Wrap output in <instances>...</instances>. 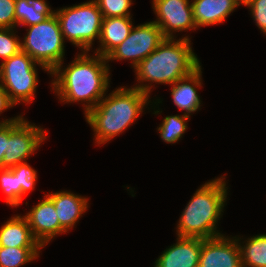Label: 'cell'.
Instances as JSON below:
<instances>
[{
  "label": "cell",
  "mask_w": 266,
  "mask_h": 267,
  "mask_svg": "<svg viewBox=\"0 0 266 267\" xmlns=\"http://www.w3.org/2000/svg\"><path fill=\"white\" fill-rule=\"evenodd\" d=\"M88 52L78 54L69 66L60 63L52 72L56 78L52 87L62 102L84 101L85 113L93 109L106 95L109 87V65L106 57ZM63 71H62V70ZM105 94V95H104Z\"/></svg>",
  "instance_id": "obj_1"
},
{
  "label": "cell",
  "mask_w": 266,
  "mask_h": 267,
  "mask_svg": "<svg viewBox=\"0 0 266 267\" xmlns=\"http://www.w3.org/2000/svg\"><path fill=\"white\" fill-rule=\"evenodd\" d=\"M131 88H118L85 114L86 121L95 132L98 144L107 143L128 128L149 104L151 85L138 84ZM148 102V103H147Z\"/></svg>",
  "instance_id": "obj_2"
},
{
  "label": "cell",
  "mask_w": 266,
  "mask_h": 267,
  "mask_svg": "<svg viewBox=\"0 0 266 267\" xmlns=\"http://www.w3.org/2000/svg\"><path fill=\"white\" fill-rule=\"evenodd\" d=\"M225 177L203 184L185 207L177 225V236L207 239L222 235L216 223L227 197Z\"/></svg>",
  "instance_id": "obj_3"
},
{
  "label": "cell",
  "mask_w": 266,
  "mask_h": 267,
  "mask_svg": "<svg viewBox=\"0 0 266 267\" xmlns=\"http://www.w3.org/2000/svg\"><path fill=\"white\" fill-rule=\"evenodd\" d=\"M187 37L175 41L166 38L156 50L143 59L135 68L137 80L161 84H174L200 66Z\"/></svg>",
  "instance_id": "obj_4"
},
{
  "label": "cell",
  "mask_w": 266,
  "mask_h": 267,
  "mask_svg": "<svg viewBox=\"0 0 266 267\" xmlns=\"http://www.w3.org/2000/svg\"><path fill=\"white\" fill-rule=\"evenodd\" d=\"M55 15L63 39L67 38L83 52L90 51L95 38L99 40L103 15L95 0L59 9Z\"/></svg>",
  "instance_id": "obj_5"
},
{
  "label": "cell",
  "mask_w": 266,
  "mask_h": 267,
  "mask_svg": "<svg viewBox=\"0 0 266 267\" xmlns=\"http://www.w3.org/2000/svg\"><path fill=\"white\" fill-rule=\"evenodd\" d=\"M27 31L23 42H20L21 50L52 72L65 55V41L57 16L53 14L45 21L29 26Z\"/></svg>",
  "instance_id": "obj_6"
},
{
  "label": "cell",
  "mask_w": 266,
  "mask_h": 267,
  "mask_svg": "<svg viewBox=\"0 0 266 267\" xmlns=\"http://www.w3.org/2000/svg\"><path fill=\"white\" fill-rule=\"evenodd\" d=\"M36 64L51 74L45 66L37 63L22 50L1 63L0 84L14 104L21 101L30 103L35 98L38 85Z\"/></svg>",
  "instance_id": "obj_7"
},
{
  "label": "cell",
  "mask_w": 266,
  "mask_h": 267,
  "mask_svg": "<svg viewBox=\"0 0 266 267\" xmlns=\"http://www.w3.org/2000/svg\"><path fill=\"white\" fill-rule=\"evenodd\" d=\"M41 127L30 124L21 116L16 121L7 123V146L2 160V168H11L26 162L46 139Z\"/></svg>",
  "instance_id": "obj_8"
},
{
  "label": "cell",
  "mask_w": 266,
  "mask_h": 267,
  "mask_svg": "<svg viewBox=\"0 0 266 267\" xmlns=\"http://www.w3.org/2000/svg\"><path fill=\"white\" fill-rule=\"evenodd\" d=\"M165 39L162 30L154 21L133 27L128 37L106 56V60L130 59L135 68Z\"/></svg>",
  "instance_id": "obj_9"
},
{
  "label": "cell",
  "mask_w": 266,
  "mask_h": 267,
  "mask_svg": "<svg viewBox=\"0 0 266 267\" xmlns=\"http://www.w3.org/2000/svg\"><path fill=\"white\" fill-rule=\"evenodd\" d=\"M189 0H153V11L157 14L154 21L166 38H174L173 31L196 29L192 5Z\"/></svg>",
  "instance_id": "obj_10"
},
{
  "label": "cell",
  "mask_w": 266,
  "mask_h": 267,
  "mask_svg": "<svg viewBox=\"0 0 266 267\" xmlns=\"http://www.w3.org/2000/svg\"><path fill=\"white\" fill-rule=\"evenodd\" d=\"M224 235L202 239L199 267H242L239 238Z\"/></svg>",
  "instance_id": "obj_11"
},
{
  "label": "cell",
  "mask_w": 266,
  "mask_h": 267,
  "mask_svg": "<svg viewBox=\"0 0 266 267\" xmlns=\"http://www.w3.org/2000/svg\"><path fill=\"white\" fill-rule=\"evenodd\" d=\"M24 217L34 238L44 247L57 234L67 231L60 225L53 202L45 195Z\"/></svg>",
  "instance_id": "obj_12"
},
{
  "label": "cell",
  "mask_w": 266,
  "mask_h": 267,
  "mask_svg": "<svg viewBox=\"0 0 266 267\" xmlns=\"http://www.w3.org/2000/svg\"><path fill=\"white\" fill-rule=\"evenodd\" d=\"M202 239L179 237L155 261L154 267H199Z\"/></svg>",
  "instance_id": "obj_13"
},
{
  "label": "cell",
  "mask_w": 266,
  "mask_h": 267,
  "mask_svg": "<svg viewBox=\"0 0 266 267\" xmlns=\"http://www.w3.org/2000/svg\"><path fill=\"white\" fill-rule=\"evenodd\" d=\"M54 204L60 225L70 230L88 208V198L75 195L70 191L49 193L46 195Z\"/></svg>",
  "instance_id": "obj_14"
},
{
  "label": "cell",
  "mask_w": 266,
  "mask_h": 267,
  "mask_svg": "<svg viewBox=\"0 0 266 267\" xmlns=\"http://www.w3.org/2000/svg\"><path fill=\"white\" fill-rule=\"evenodd\" d=\"M201 66L186 77L177 80L171 88V95L174 104L181 110H185L184 115L190 116V113L200 108L201 100L196 87H201Z\"/></svg>",
  "instance_id": "obj_15"
},
{
  "label": "cell",
  "mask_w": 266,
  "mask_h": 267,
  "mask_svg": "<svg viewBox=\"0 0 266 267\" xmlns=\"http://www.w3.org/2000/svg\"><path fill=\"white\" fill-rule=\"evenodd\" d=\"M191 5L197 28L222 23L239 6L235 0H193Z\"/></svg>",
  "instance_id": "obj_16"
},
{
  "label": "cell",
  "mask_w": 266,
  "mask_h": 267,
  "mask_svg": "<svg viewBox=\"0 0 266 267\" xmlns=\"http://www.w3.org/2000/svg\"><path fill=\"white\" fill-rule=\"evenodd\" d=\"M0 247L42 248L34 238L26 218L14 216L0 228Z\"/></svg>",
  "instance_id": "obj_17"
},
{
  "label": "cell",
  "mask_w": 266,
  "mask_h": 267,
  "mask_svg": "<svg viewBox=\"0 0 266 267\" xmlns=\"http://www.w3.org/2000/svg\"><path fill=\"white\" fill-rule=\"evenodd\" d=\"M131 17L103 18L99 42L101 47L96 54L106 57L113 49L122 43L133 29Z\"/></svg>",
  "instance_id": "obj_18"
},
{
  "label": "cell",
  "mask_w": 266,
  "mask_h": 267,
  "mask_svg": "<svg viewBox=\"0 0 266 267\" xmlns=\"http://www.w3.org/2000/svg\"><path fill=\"white\" fill-rule=\"evenodd\" d=\"M53 14L45 0H15V27L41 23Z\"/></svg>",
  "instance_id": "obj_19"
},
{
  "label": "cell",
  "mask_w": 266,
  "mask_h": 267,
  "mask_svg": "<svg viewBox=\"0 0 266 267\" xmlns=\"http://www.w3.org/2000/svg\"><path fill=\"white\" fill-rule=\"evenodd\" d=\"M240 247L242 267H266V234L246 240Z\"/></svg>",
  "instance_id": "obj_20"
},
{
  "label": "cell",
  "mask_w": 266,
  "mask_h": 267,
  "mask_svg": "<svg viewBox=\"0 0 266 267\" xmlns=\"http://www.w3.org/2000/svg\"><path fill=\"white\" fill-rule=\"evenodd\" d=\"M41 248L0 247V267H20L39 257Z\"/></svg>",
  "instance_id": "obj_21"
},
{
  "label": "cell",
  "mask_w": 266,
  "mask_h": 267,
  "mask_svg": "<svg viewBox=\"0 0 266 267\" xmlns=\"http://www.w3.org/2000/svg\"><path fill=\"white\" fill-rule=\"evenodd\" d=\"M187 115L166 116L158 128L161 139L166 143H176L188 128Z\"/></svg>",
  "instance_id": "obj_22"
},
{
  "label": "cell",
  "mask_w": 266,
  "mask_h": 267,
  "mask_svg": "<svg viewBox=\"0 0 266 267\" xmlns=\"http://www.w3.org/2000/svg\"><path fill=\"white\" fill-rule=\"evenodd\" d=\"M0 187L5 201L11 206H19V181L10 168H0Z\"/></svg>",
  "instance_id": "obj_23"
},
{
  "label": "cell",
  "mask_w": 266,
  "mask_h": 267,
  "mask_svg": "<svg viewBox=\"0 0 266 267\" xmlns=\"http://www.w3.org/2000/svg\"><path fill=\"white\" fill-rule=\"evenodd\" d=\"M17 176L19 181V204L22 202L23 196L29 191L34 190L37 180V171L34 170L27 162L20 163L10 168Z\"/></svg>",
  "instance_id": "obj_24"
},
{
  "label": "cell",
  "mask_w": 266,
  "mask_h": 267,
  "mask_svg": "<svg viewBox=\"0 0 266 267\" xmlns=\"http://www.w3.org/2000/svg\"><path fill=\"white\" fill-rule=\"evenodd\" d=\"M103 18L130 17L129 8L132 0H95Z\"/></svg>",
  "instance_id": "obj_25"
},
{
  "label": "cell",
  "mask_w": 266,
  "mask_h": 267,
  "mask_svg": "<svg viewBox=\"0 0 266 267\" xmlns=\"http://www.w3.org/2000/svg\"><path fill=\"white\" fill-rule=\"evenodd\" d=\"M14 34L13 28H0V58L3 61L21 50L20 39Z\"/></svg>",
  "instance_id": "obj_26"
},
{
  "label": "cell",
  "mask_w": 266,
  "mask_h": 267,
  "mask_svg": "<svg viewBox=\"0 0 266 267\" xmlns=\"http://www.w3.org/2000/svg\"><path fill=\"white\" fill-rule=\"evenodd\" d=\"M256 25L266 34V0H246Z\"/></svg>",
  "instance_id": "obj_27"
},
{
  "label": "cell",
  "mask_w": 266,
  "mask_h": 267,
  "mask_svg": "<svg viewBox=\"0 0 266 267\" xmlns=\"http://www.w3.org/2000/svg\"><path fill=\"white\" fill-rule=\"evenodd\" d=\"M0 28H15V0H0Z\"/></svg>",
  "instance_id": "obj_28"
},
{
  "label": "cell",
  "mask_w": 266,
  "mask_h": 267,
  "mask_svg": "<svg viewBox=\"0 0 266 267\" xmlns=\"http://www.w3.org/2000/svg\"><path fill=\"white\" fill-rule=\"evenodd\" d=\"M21 118V116L7 119L0 122V168H2V160L7 146V123L13 122Z\"/></svg>",
  "instance_id": "obj_29"
},
{
  "label": "cell",
  "mask_w": 266,
  "mask_h": 267,
  "mask_svg": "<svg viewBox=\"0 0 266 267\" xmlns=\"http://www.w3.org/2000/svg\"><path fill=\"white\" fill-rule=\"evenodd\" d=\"M13 106H15V104L10 100L9 95L0 84V114L2 111H5Z\"/></svg>",
  "instance_id": "obj_30"
},
{
  "label": "cell",
  "mask_w": 266,
  "mask_h": 267,
  "mask_svg": "<svg viewBox=\"0 0 266 267\" xmlns=\"http://www.w3.org/2000/svg\"><path fill=\"white\" fill-rule=\"evenodd\" d=\"M239 5L243 4L245 5L246 0H235Z\"/></svg>",
  "instance_id": "obj_31"
}]
</instances>
